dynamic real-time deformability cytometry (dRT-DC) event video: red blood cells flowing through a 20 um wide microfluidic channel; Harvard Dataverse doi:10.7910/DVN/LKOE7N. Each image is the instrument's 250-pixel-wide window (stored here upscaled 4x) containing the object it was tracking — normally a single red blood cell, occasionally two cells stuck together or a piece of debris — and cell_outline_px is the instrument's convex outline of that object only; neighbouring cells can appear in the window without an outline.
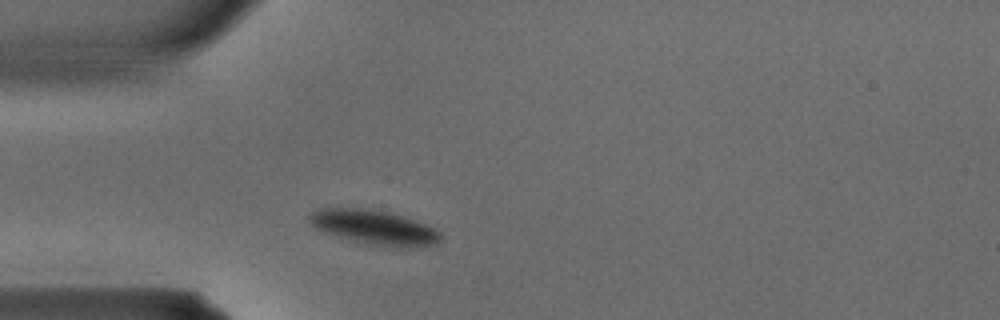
{"species": "common noctule bat (a hibernating species)", "species_latin": "Nyctalus noctula", "temperature_condition": "warm", "stored_images_in_passage": 24, "camera_frame_rate_fps": 3000, "um_per_image_px": 0.085, "animal": {"sex": "male", "body_mass_g": 15.6}, "frame": {"image": 1, "passage_image": 5, "time_ms": 1.333, "image_size_px": [1000, 320], "cell_outline_px": [[440, 240], [436, 244], [400, 248], [368, 244], [352, 240], [324, 232], [316, 228], [308, 220], [308, 216], [312, 212], [320, 208], [364, 208], [388, 212], [416, 220], [436, 228], [440, 232]], "centroid_in_image_um": [31.82, 19.32], "position_along_channel_um": 53.2, "area_um2": 26.24}}
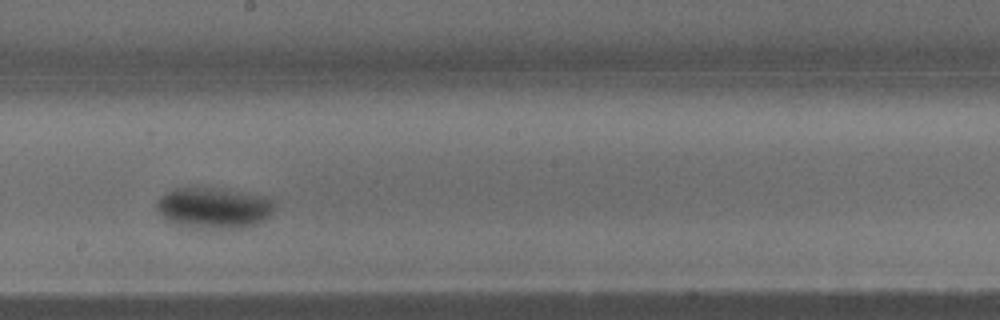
{"frame": {"image": 2, "passage_image": 15, "time_ms": 4.667, "image_size_px": [1000, 320], "cell_outline_px": [[276, 208], [272, 216], [256, 224], [244, 228], [196, 228], [176, 224], [168, 220], [156, 208], [156, 200], [164, 192], [172, 188], [220, 188], [272, 196], [276, 204]], "centroid_in_image_um": [18.26, 17.65], "position_along_channel_um": 229.9, "area_um2": 28.84}}
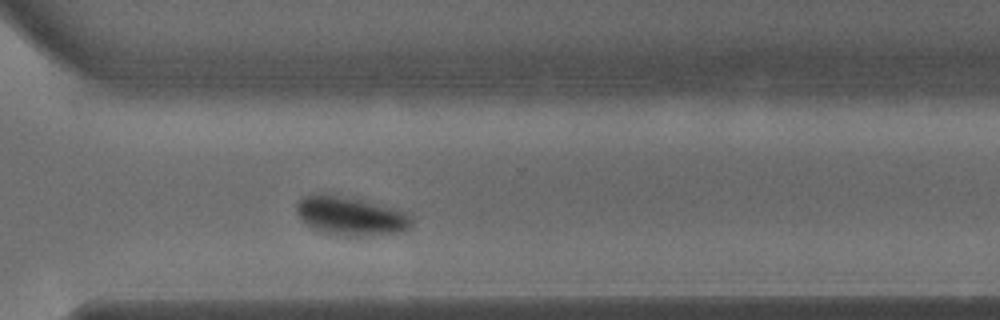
{"frame": {"image": 3, "passage_image": 21, "time_ms": 6.667, "image_size_px": [1000, 320], "cell_outline_px": [[412, 224], [408, 228], [400, 232], [372, 236], [336, 236], [312, 228], [300, 220], [296, 216], [296, 204], [304, 196], [332, 196], [356, 200], [404, 212], [412, 220]], "centroid_in_image_um": [29.75, 18.43], "position_along_channel_um": 340.8, "area_um2": 25.03}}